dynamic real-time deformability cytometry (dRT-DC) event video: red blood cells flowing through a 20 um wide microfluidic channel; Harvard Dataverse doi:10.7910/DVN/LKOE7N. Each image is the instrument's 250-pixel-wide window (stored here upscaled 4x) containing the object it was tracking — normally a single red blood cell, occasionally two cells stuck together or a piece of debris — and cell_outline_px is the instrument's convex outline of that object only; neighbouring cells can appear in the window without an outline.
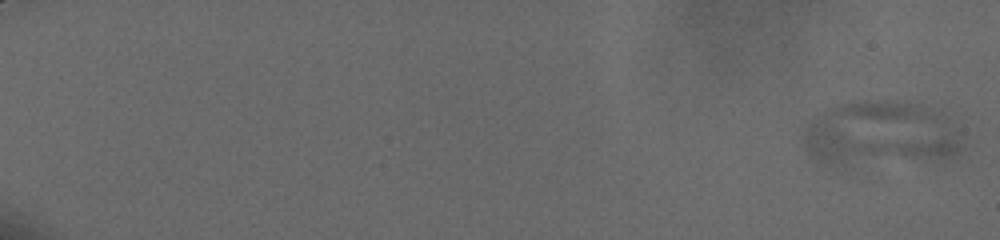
{"species": "human", "species_latin": "Homo sapiens", "temperature_condition": "cold", "stored_images_in_passage": 16, "camera_frame_rate_fps": 3000, "um_per_image_px": 0.085, "donor": {"sex": "male"}, "frame": {"image": 1, "passage_image": 1, "time_ms": 0.0, "image_size_px": [1000, 240], "cell_outline_px": [[964, 144], [952, 156], [944, 160], [844, 164], [816, 164], [808, 156], [804, 148], [804, 128], [808, 120], [832, 108], [844, 104], [864, 100], [880, 100], [912, 104], [944, 112], [952, 120]], "centroid_in_image_um": [74.83, 11.4], "position_along_channel_um": 10.2, "area_um2": 60.46}}
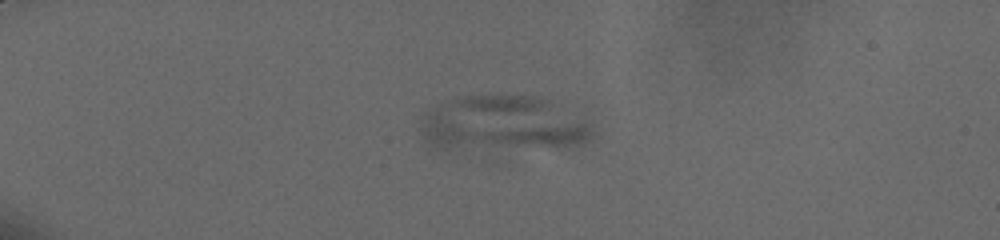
{"frame": {"image": 2, "passage_image": 11, "time_ms": 5.333, "image_size_px": [1000, 240], "cell_outline_px": [[592, 140], [584, 144], [568, 148], [432, 148], [420, 132], [424, 112], [440, 104], [464, 96], [532, 96], [544, 100], [584, 120], [588, 124], [592, 132]], "centroid_in_image_um": [42.73, 10.56], "position_along_channel_um": 42.3, "area_um2": 54.62}}